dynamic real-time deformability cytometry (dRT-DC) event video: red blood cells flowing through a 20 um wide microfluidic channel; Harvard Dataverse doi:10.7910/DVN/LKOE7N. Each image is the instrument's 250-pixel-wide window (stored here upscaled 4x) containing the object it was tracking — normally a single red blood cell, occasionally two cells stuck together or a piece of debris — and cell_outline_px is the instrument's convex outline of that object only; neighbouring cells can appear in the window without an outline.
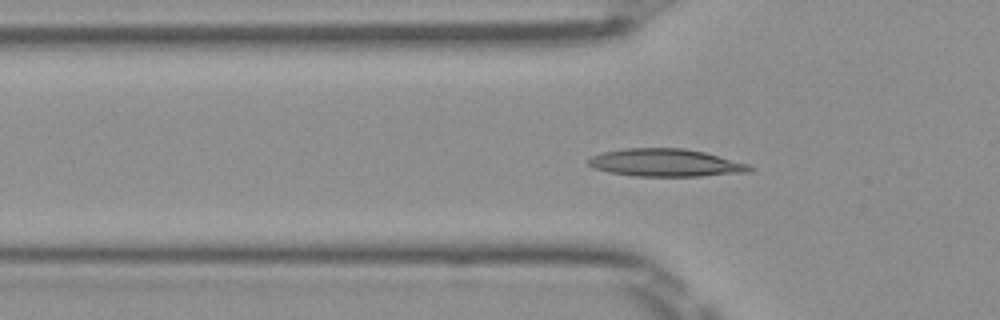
{"species": "Egyptian fruit bat (a non-hibernating species)", "species_latin": "Rousettus aegyptiacus", "temperature_condition": "room temperature", "stored_images_in_passage": 51, "camera_frame_rate_fps": 3000, "um_per_image_px": 0.085, "frame": {"image": 1, "passage_image": 16, "time_ms": 5.0, "image_size_px": [1000, 320], "cell_outline_px": [[752, 168], [748, 172], [700, 176], [636, 176], [608, 172], [596, 168], [588, 164], [588, 160], [592, 156], [604, 152], [624, 148], [684, 148], [704, 152], [748, 164]], "centroid_in_image_um": [56.56, 13.83], "position_along_channel_um": 69.2, "area_um2": 25.72}}
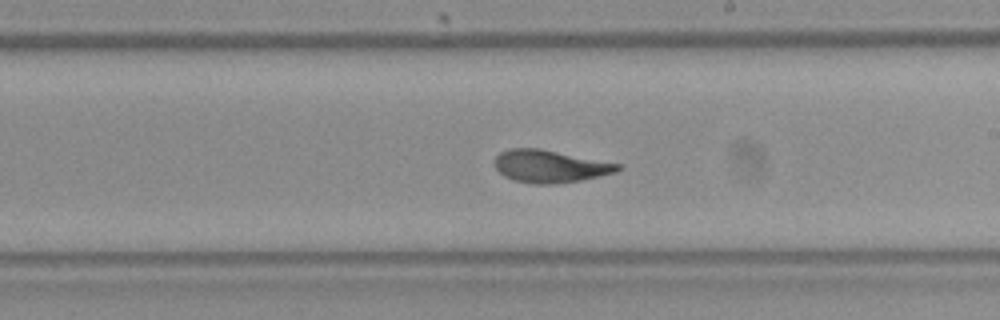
{"frame": {"image": 2, "passage_image": 29, "time_ms": 9.333, "image_size_px": [1000, 320], "cell_outline_px": [[624, 168], [616, 172], [580, 180], [556, 184], [532, 184], [512, 180], [504, 176], [492, 164], [496, 156], [500, 152], [508, 148], [540, 148], [624, 164]], "centroid_in_image_um": [46.76, 14.13], "position_along_channel_um": 242.2, "area_um2": 23.76}}
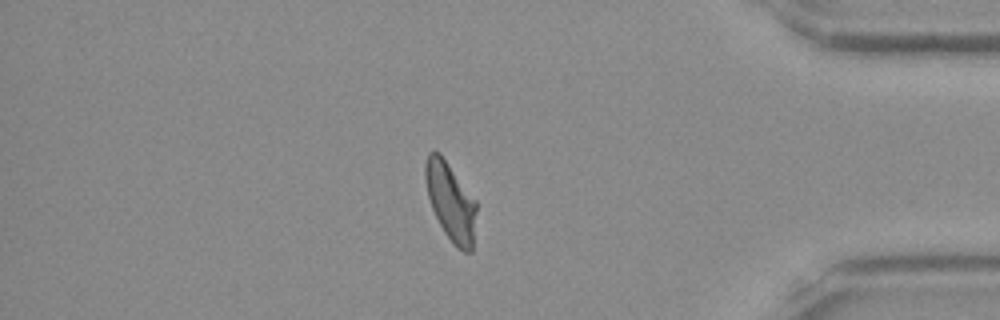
{"frame": {"image": 3, "passage_image": 43, "time_ms": 14.0, "image_size_px": [1000, 320], "cell_outline_px": [[476, 212], [472, 252], [464, 252], [456, 248], [452, 244], [444, 232], [432, 208], [428, 196], [424, 180], [424, 164], [428, 152], [440, 152], [476, 200]], "centroid_in_image_um": [38.29, 17.13], "position_along_channel_um": 396.9, "area_um2": 23.41}, "authors_computed_cell_mechanics": {"area_um2": 23.409, "velocity_mm_per_s": 3.9888, "shape_relaxation_time_tau1_ms": 6.8757, "shape_relaxation_time_tau2_ms": 1.2359, "deformation_change_tau1": 0.2068, "deformation_change_tau2": 0.0695}}